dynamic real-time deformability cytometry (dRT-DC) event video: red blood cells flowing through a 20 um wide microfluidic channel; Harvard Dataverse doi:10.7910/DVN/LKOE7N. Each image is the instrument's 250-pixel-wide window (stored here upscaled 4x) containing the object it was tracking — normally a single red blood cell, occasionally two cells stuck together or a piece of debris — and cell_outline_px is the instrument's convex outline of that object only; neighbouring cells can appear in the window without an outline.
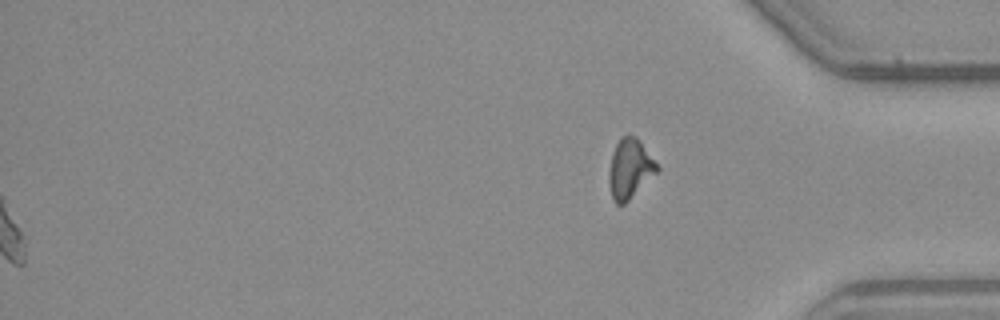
{"species": "common noctule bat (a hibernating species)", "species_latin": "Nyctalus noctula", "temperature_condition": "warm", "stored_images_in_passage": 55, "segment_of_instrument_passage": [2, 2], "camera_frame_rate_fps": 3000, "um_per_image_px": 0.085, "animal": {"sex": "male", "body_mass_g": 23.1, "forearm_length_mm": 52.7}, "frame": {"image": 1, "passage_image": 55, "time_ms": 18.0, "image_size_px": [1000, 320], "cell_outline_px": [[660, 168], [624, 204], [616, 204], [612, 200], [608, 184], [608, 172], [612, 152], [620, 136], [628, 132], [636, 136]], "centroid_in_image_um": [53.48, 14.3], "position_along_channel_um": 381.7, "area_um2": 16.7}}